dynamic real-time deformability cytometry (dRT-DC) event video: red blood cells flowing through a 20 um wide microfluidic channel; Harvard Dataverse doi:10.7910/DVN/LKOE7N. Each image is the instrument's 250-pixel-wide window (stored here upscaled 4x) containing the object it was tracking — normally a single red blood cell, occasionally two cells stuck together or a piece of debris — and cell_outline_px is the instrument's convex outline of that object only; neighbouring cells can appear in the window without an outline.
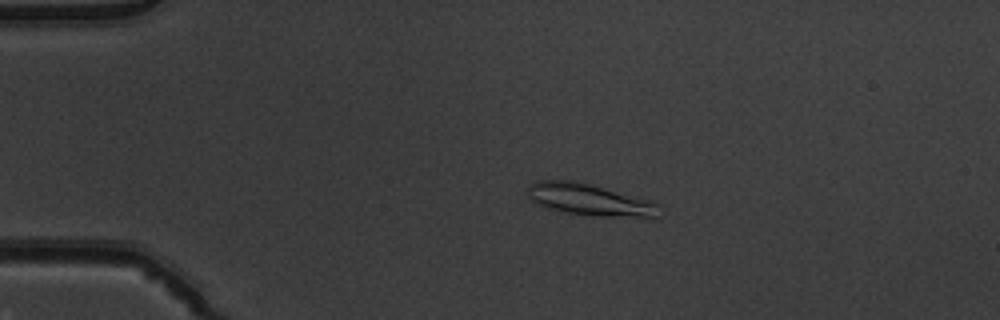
{"species": "common noctule bat (a hibernating species)", "species_latin": "Nyctalus noctula", "temperature_condition": "warm", "stored_images_in_passage": 53, "camera_frame_rate_fps": 3000, "um_per_image_px": 0.085, "animal": {"sex": "male", "body_mass_g": 19.5, "forearm_length_mm": 54.6}, "frame": {"image": 1, "passage_image": 12, "time_ms": 3.667, "image_size_px": [1000, 320], "cell_outline_px": [[660, 216], [656, 220], [652, 220], [592, 216], [564, 212], [544, 208], [536, 204], [528, 196], [528, 188], [536, 180], [572, 180], [588, 184], [648, 200], [660, 204]], "centroid_in_image_um": [50.22, 17.04], "position_along_channel_um": 34.8, "area_um2": 25.03}}
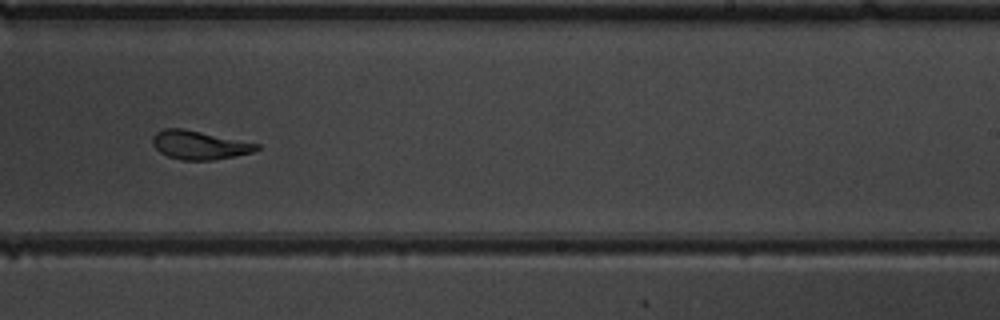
{"frame": {"image": 2, "passage_image": 34, "time_ms": 11.0, "image_size_px": [1000, 320], "cell_outline_px": [[260, 148], [252, 152], [236, 156], [212, 160], [180, 160], [168, 156], [160, 152], [152, 144], [152, 136], [156, 132], [164, 128], [184, 128], [260, 144]], "centroid_in_image_um": [16.93, 12.32], "position_along_channel_um": 272.1, "area_um2": 17.46}}
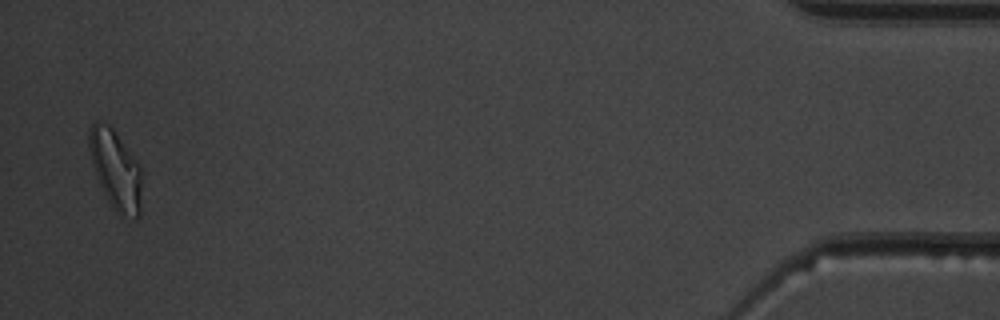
{"frame": {"image": 3, "passage_image": 52, "time_ms": 17.0, "image_size_px": [1000, 320], "cell_outline_px": [[144, 172], [140, 212], [136, 216], [120, 216], [112, 208], [100, 184], [92, 164], [88, 148], [88, 132], [92, 124], [96, 120], [100, 120], [108, 124], [112, 128], [140, 164]], "centroid_in_image_um": [9.85, 14.41], "position_along_channel_um": 425.3, "area_um2": 24.74}, "authors_computed_cell_mechanics": {"area_um2": 19.7098, "velocity_mm_per_s": 3.8946, "shape_relaxation_time_tau1_ms": 5.0128, "shape_relaxation_time_tau2_ms": 1.9243, "deformation_change_tau1": 0.2038, "deformation_change_tau2": 0.1062}}